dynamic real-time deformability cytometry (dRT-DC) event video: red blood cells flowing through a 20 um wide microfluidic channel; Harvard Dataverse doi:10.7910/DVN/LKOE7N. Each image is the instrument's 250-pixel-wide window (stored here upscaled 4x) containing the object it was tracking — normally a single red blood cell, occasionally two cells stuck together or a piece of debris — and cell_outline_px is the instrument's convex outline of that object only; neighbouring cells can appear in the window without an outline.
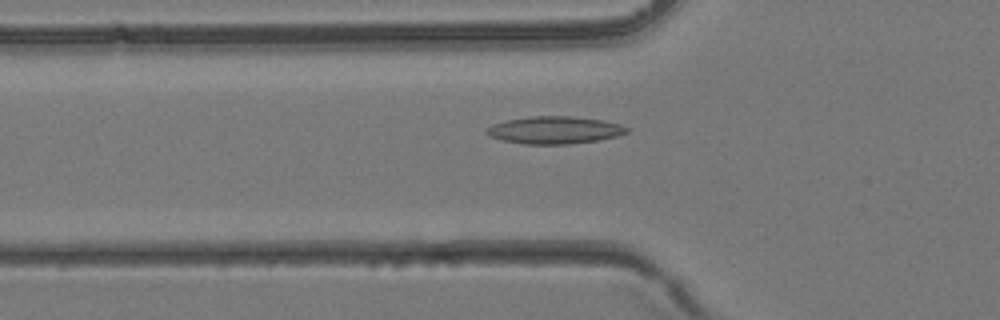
{"species": "common noctule bat (a hibernating species)", "species_latin": "Nyctalus noctula", "temperature_condition": "room temperature", "stored_images_in_passage": 40, "camera_frame_rate_fps": 3000, "um_per_image_px": 0.085, "animal": {"sex": "female", "body_mass_g": 24.6, "forearm_length_mm": 56.2}, "frame": {"image": 1, "passage_image": 14, "time_ms": 4.333, "image_size_px": [1000, 320], "cell_outline_px": [[632, 128], [628, 132], [616, 136], [600, 140], [572, 144], [524, 144], [500, 140], [488, 136], [484, 132], [492, 124], [508, 120], [532, 116], [572, 116], [604, 120], [620, 124]], "centroid_in_image_um": [47.16, 11.06], "position_along_channel_um": 78.6, "area_um2": 22.66}}
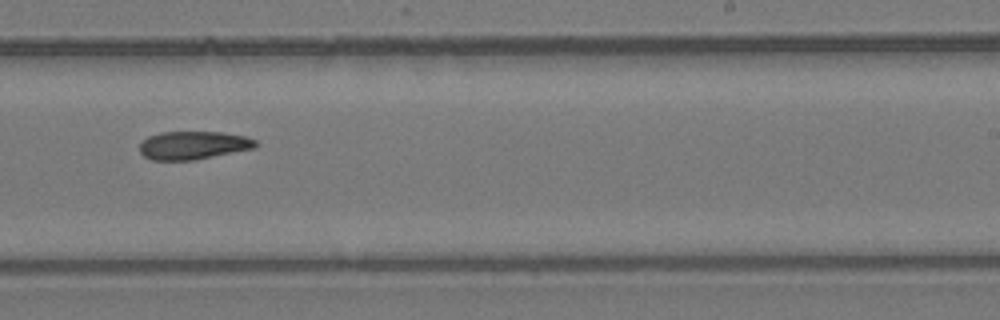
{"frame": {"image": 2, "passage_image": 25, "time_ms": 8.0, "image_size_px": [1000, 320], "cell_outline_px": [[260, 144], [256, 148], [196, 160], [152, 160], [144, 156], [140, 152], [140, 144], [148, 136], [160, 132], [220, 132], [244, 136], [256, 140]], "centroid_in_image_um": [16.46, 12.35], "position_along_channel_um": 272.5, "area_um2": 19.19}}
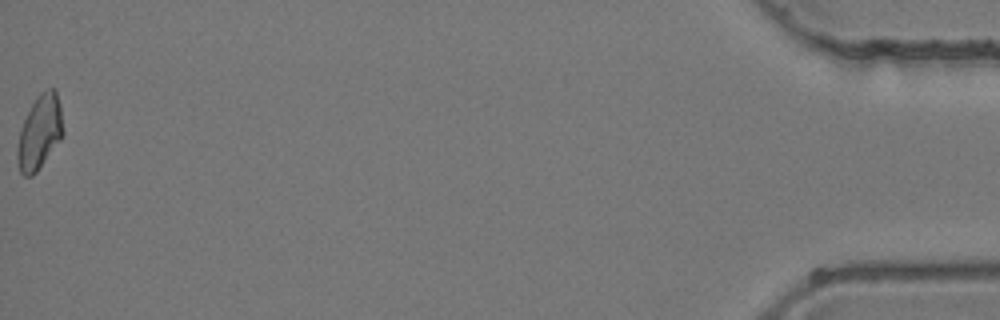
{"frame": {"image": 3, "passage_image": 40, "time_ms": 13.0, "image_size_px": [1000, 320], "cell_outline_px": [[64, 132], [60, 140], [36, 172], [32, 176], [24, 176], [20, 172], [16, 156], [16, 148], [20, 128], [36, 96], [40, 92], [48, 88], [56, 88], [60, 104]], "centroid_in_image_um": [3.36, 11.22], "position_along_channel_um": 431.8, "area_um2": 19.83}}